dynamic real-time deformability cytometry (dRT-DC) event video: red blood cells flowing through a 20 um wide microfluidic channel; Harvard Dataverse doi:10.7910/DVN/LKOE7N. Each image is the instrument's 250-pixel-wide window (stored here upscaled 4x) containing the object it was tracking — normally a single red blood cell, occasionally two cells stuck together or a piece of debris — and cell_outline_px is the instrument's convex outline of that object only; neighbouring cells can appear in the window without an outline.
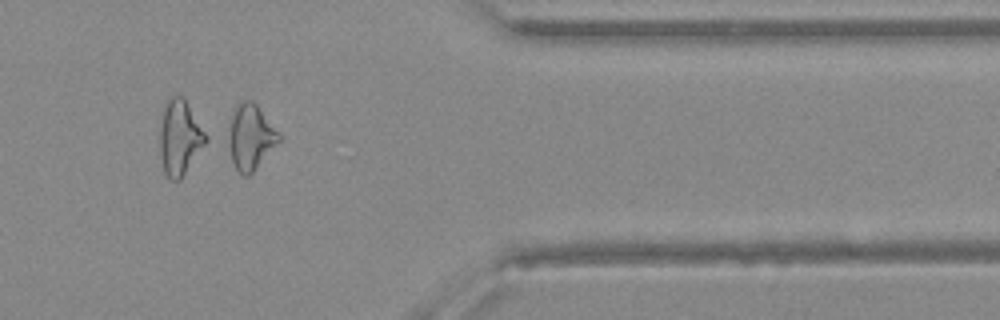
{"species": "Egyptian fruit bat (a non-hibernating species)", "species_latin": "Rousettus aegyptiacus", "temperature_condition": "warm", "stored_images_in_passage": 40, "camera_frame_rate_fps": 3000, "um_per_image_px": 0.085, "animal": {"sex": "female"}, "frame": {"image": 1, "passage_image": 34, "time_ms": 11.0, "image_size_px": [1000, 320], "cell_outline_px": [[280, 140], [252, 172], [248, 176], [244, 176], [236, 168], [220, 140], [236, 108], [244, 100], [252, 100], [256, 104], [280, 136]], "centroid_in_image_um": [21.15, 11.68], "position_along_channel_um": 390.2, "area_um2": 19.54}}